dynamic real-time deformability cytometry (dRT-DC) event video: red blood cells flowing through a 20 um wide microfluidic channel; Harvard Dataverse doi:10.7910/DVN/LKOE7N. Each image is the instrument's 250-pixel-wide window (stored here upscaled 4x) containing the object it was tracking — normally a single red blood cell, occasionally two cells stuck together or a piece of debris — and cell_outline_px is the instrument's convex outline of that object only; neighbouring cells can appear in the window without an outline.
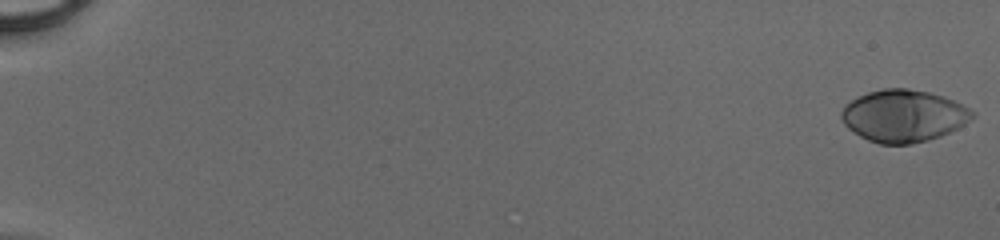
{"species": "human", "species_latin": "Homo sapiens", "temperature_condition": "cold", "stored_images_in_passage": 50, "camera_frame_rate_fps": 3000, "um_per_image_px": 0.085, "donor": {"sex": "male"}, "frame": {"image": 1, "passage_image": 1, "time_ms": 0.0, "image_size_px": [1000, 240], "cell_outline_px": [[976, 116], [964, 124], [940, 136], [928, 140], [912, 144], [880, 144], [868, 140], [860, 136], [848, 128], [844, 124], [840, 116], [840, 112], [844, 104], [868, 92], [884, 88], [908, 88], [928, 92], [944, 96], [976, 112]], "centroid_in_image_um": [76.78, 9.84], "position_along_channel_um": 8.2, "area_um2": 39.77}}
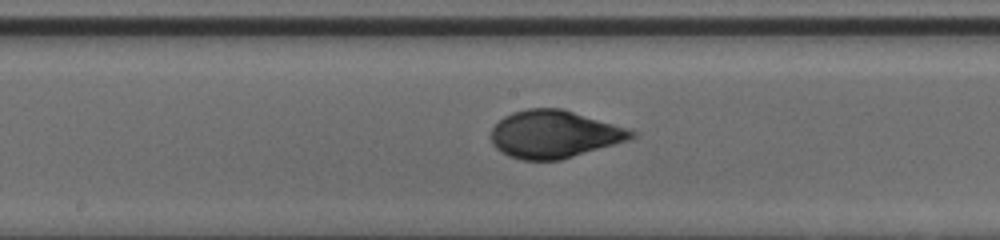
{"frame": {"image": 2, "passage_image": 29, "time_ms": 9.333, "image_size_px": [1000, 240], "cell_outline_px": [[640, 132], [636, 136], [628, 140], [560, 160], [520, 160], [508, 156], [500, 152], [492, 144], [492, 128], [504, 116], [512, 112], [528, 108], [564, 108], [632, 128]], "centroid_in_image_um": [47.17, 11.39], "position_along_channel_um": 201.0, "area_um2": 39.48}}
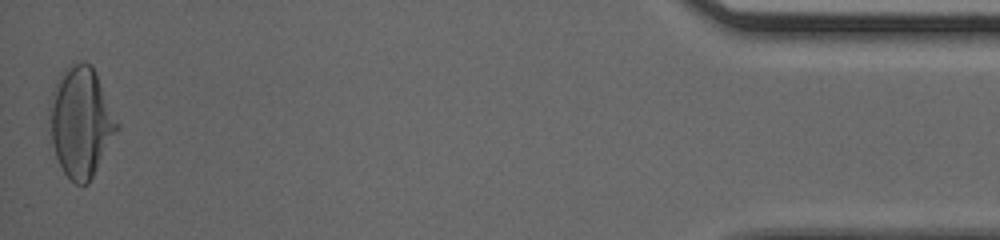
{"frame": {"image": 3, "passage_image": 50, "time_ms": 16.333, "image_size_px": [1000, 240], "cell_outline_px": [[120, 128], [88, 184], [76, 184], [64, 172], [56, 156], [52, 140], [48, 108], [48, 104], [56, 80], [64, 68], [72, 60], [84, 60], [92, 64], [96, 72], [120, 124]], "centroid_in_image_um": [6.88, 10.28], "position_along_channel_um": 428.3, "area_um2": 43.75}}